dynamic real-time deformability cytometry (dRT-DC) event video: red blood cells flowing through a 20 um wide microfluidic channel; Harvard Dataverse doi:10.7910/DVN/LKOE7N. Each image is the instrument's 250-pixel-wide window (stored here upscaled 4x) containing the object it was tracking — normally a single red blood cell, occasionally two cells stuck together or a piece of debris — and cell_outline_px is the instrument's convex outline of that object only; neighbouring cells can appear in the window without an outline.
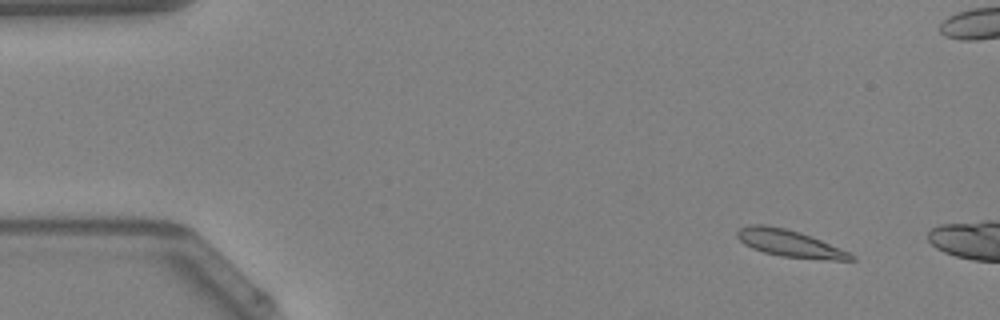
{"species": "Egyptian fruit bat (a non-hibernating species)", "species_latin": "Rousettus aegyptiacus", "temperature_condition": "warm", "stored_images_in_passage": 6, "camera_frame_rate_fps": 3000, "um_per_image_px": 0.085, "animal": {"sex": "female"}, "frame": {"image": 1, "passage_image": 2, "time_ms": 0.333, "image_size_px": [1000, 320], "cell_outline_px": [[856, 260], [832, 260], [780, 256], [764, 252], [752, 248], [744, 244], [736, 236], [736, 232], [740, 228], [748, 224], [764, 224], [784, 228], [820, 240], [848, 252], [856, 256]], "centroid_in_image_um": [67.07, 20.69], "position_along_channel_um": 17.9, "area_um2": 17.57}}